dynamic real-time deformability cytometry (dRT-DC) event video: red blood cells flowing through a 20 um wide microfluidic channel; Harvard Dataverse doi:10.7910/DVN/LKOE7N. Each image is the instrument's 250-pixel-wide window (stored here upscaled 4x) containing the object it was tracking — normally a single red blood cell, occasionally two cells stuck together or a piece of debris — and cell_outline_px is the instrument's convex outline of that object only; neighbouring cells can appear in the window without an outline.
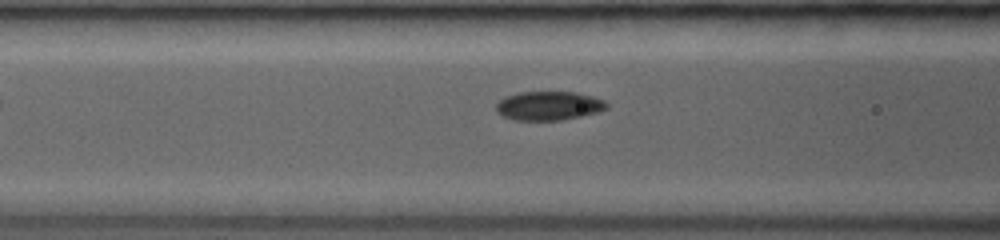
{"species": "common noctule bat (a hibernating species)", "species_latin": "Nyctalus noctula", "temperature_condition": "room temperature", "stored_images_in_passage": 6, "segment_of_instrument_passage": [2, 2], "camera_frame_rate_fps": 3500, "um_per_image_px": 0.085, "animal": {"sex": "female", "body_mass_g": 19.0, "forearm_length_mm": 53.3}, "frame": {"image": 1, "passage_image": 6, "time_ms": 1.429, "image_size_px": [1000, 240], "cell_outline_px": [[608, 104], [604, 108], [596, 112], [580, 116], [560, 120], [516, 120], [504, 116], [496, 108], [496, 104], [500, 100], [508, 96], [520, 92], [572, 92], [604, 100]], "centroid_in_image_um": [46.62, 8.99], "position_along_channel_um": 120.0, "area_um2": 18.03}}